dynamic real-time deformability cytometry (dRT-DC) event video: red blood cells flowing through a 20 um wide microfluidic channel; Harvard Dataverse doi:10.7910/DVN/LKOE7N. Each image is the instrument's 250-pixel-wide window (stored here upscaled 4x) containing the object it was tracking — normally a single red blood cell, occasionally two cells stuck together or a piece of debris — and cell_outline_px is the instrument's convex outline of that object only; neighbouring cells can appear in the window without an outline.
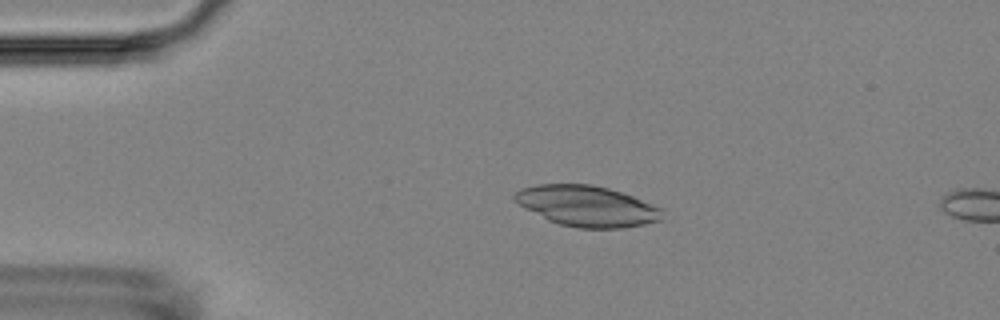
{"species": "Egyptian fruit bat (a non-hibernating species)", "species_latin": "Rousettus aegyptiacus", "temperature_condition": "room temperature", "stored_images_in_passage": 4, "camera_frame_rate_fps": 3000, "um_per_image_px": 0.085, "animal": {"sex": "female"}, "frame": {"image": 1, "passage_image": 2, "time_ms": 1.333, "image_size_px": [1000, 320], "cell_outline_px": [[664, 220], [624, 228], [576, 228], [560, 224], [548, 220], [524, 208], [512, 200], [512, 196], [520, 188], [536, 184], [592, 184], [608, 188], [632, 196], [664, 208]], "centroid_in_image_um": [49.9, 17.51], "position_along_channel_um": 35.1, "area_um2": 35.43}}